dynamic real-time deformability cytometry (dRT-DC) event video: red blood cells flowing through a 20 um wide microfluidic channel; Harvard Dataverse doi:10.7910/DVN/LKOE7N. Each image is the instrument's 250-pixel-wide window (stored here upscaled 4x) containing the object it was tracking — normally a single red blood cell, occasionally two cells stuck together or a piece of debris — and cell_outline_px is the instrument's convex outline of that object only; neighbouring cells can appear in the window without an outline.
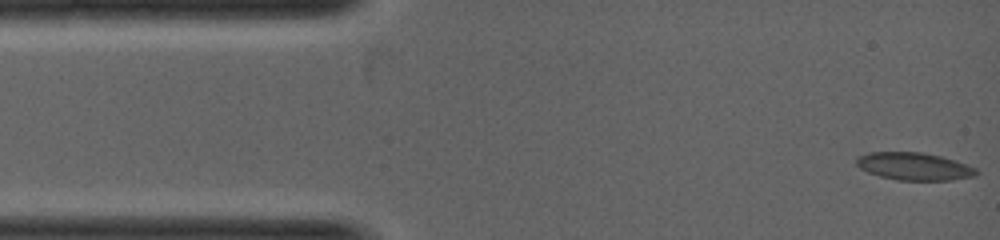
{"species": "common noctule bat (a hibernating species)", "species_latin": "Nyctalus noctula", "temperature_condition": "warm", "stored_images_in_passage": 4, "segment_of_instrument_passage": [1, 2], "camera_frame_rate_fps": 5000, "um_per_image_px": 0.085, "animal": {"sex": "female", "body_mass_g": 19.0, "forearm_length_mm": 53.3}, "frame": {"image": 1, "passage_image": 1, "time_ms": 0.0, "image_size_px": [1000, 240], "cell_outline_px": [[980, 172], [976, 176], [952, 180], [896, 180], [880, 176], [868, 172], [860, 168], [856, 164], [856, 160], [860, 156], [868, 152], [924, 152], [956, 160], [976, 168]], "centroid_in_image_um": [77.74, 14.14], "position_along_channel_um": 7.3, "area_um2": 19.36}}
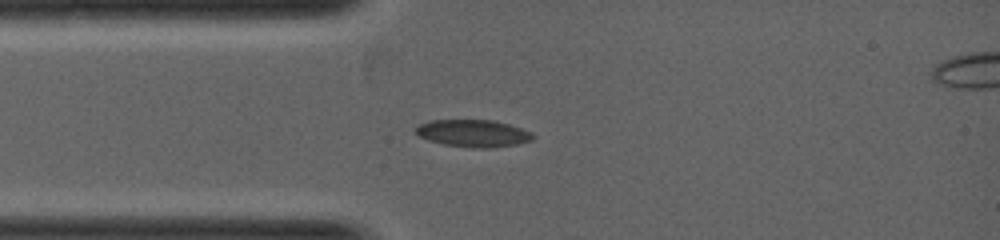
{"frame": {"image": 2, "passage_image": 3, "time_ms": 1.4, "image_size_px": [1000, 240], "cell_outline_px": [[536, 136], [532, 140], [516, 144], [492, 148], [472, 148], [444, 144], [428, 140], [412, 132], [412, 128], [420, 124], [432, 120], [492, 120], [508, 124], [532, 132]], "centroid_in_image_um": [40.19, 11.33], "position_along_channel_um": 44.8, "area_um2": 18.73}}